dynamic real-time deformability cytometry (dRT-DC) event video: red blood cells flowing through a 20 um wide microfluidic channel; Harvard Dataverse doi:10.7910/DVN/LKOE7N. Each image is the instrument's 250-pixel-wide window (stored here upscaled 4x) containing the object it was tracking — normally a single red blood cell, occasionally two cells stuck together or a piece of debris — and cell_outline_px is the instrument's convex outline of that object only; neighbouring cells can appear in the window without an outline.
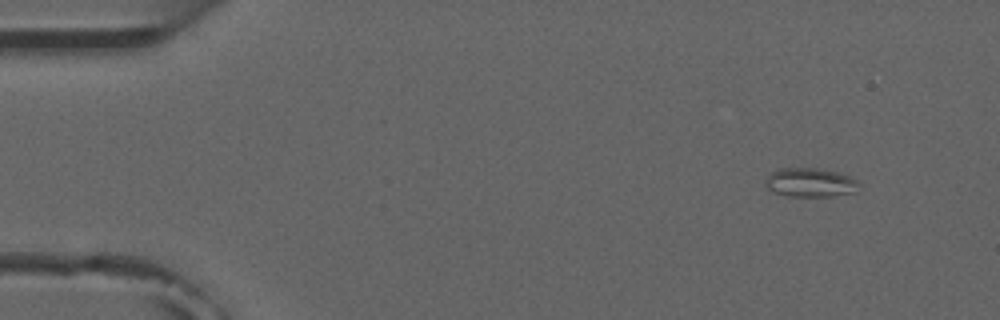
{"species": "common noctule bat (a hibernating species)", "species_latin": "Nyctalus noctula", "temperature_condition": "room temperature", "stored_images_in_passage": 2, "camera_frame_rate_fps": 3000, "um_per_image_px": 0.085, "animal": {"sex": "male", "forearm_length_mm": 52.5}, "frame": {"image": 1, "passage_image": 2, "time_ms": 1.333, "image_size_px": [1000, 320], "cell_outline_px": [[860, 184], [856, 192], [832, 196], [788, 196], [772, 192], [764, 184], [764, 180], [772, 172], [780, 168], [816, 168], [840, 172], [856, 180]], "centroid_in_image_um": [68.86, 15.51], "position_along_channel_um": 16.1, "area_um2": 15.9}}